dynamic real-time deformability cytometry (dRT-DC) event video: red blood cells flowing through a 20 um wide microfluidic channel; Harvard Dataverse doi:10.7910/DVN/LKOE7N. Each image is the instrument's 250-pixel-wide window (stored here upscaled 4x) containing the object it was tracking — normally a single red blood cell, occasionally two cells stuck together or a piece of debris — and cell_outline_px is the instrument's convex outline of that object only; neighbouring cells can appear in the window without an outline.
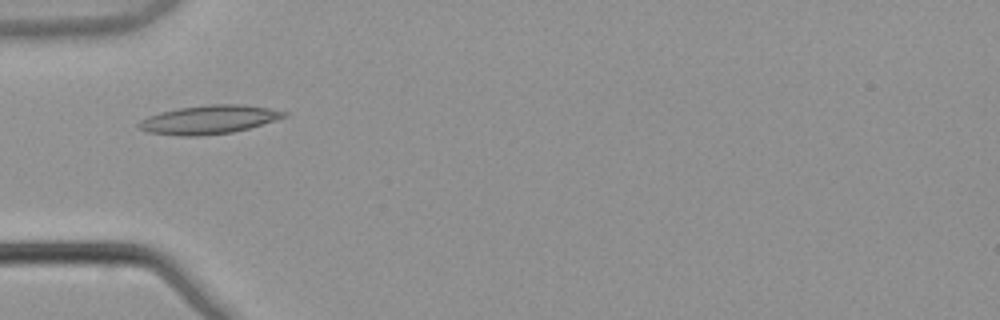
{"species": "common noctule bat (a hibernating species)", "species_latin": "Nyctalus noctula", "temperature_condition": "warm", "stored_images_in_passage": 5, "camera_frame_rate_fps": 3000, "um_per_image_px": 0.085, "animal": {"sex": "male", "body_mass_g": 21.5, "forearm_length_mm": 52.0}, "frame": {"image": 1, "passage_image": 5, "time_ms": 1.333, "image_size_px": [1000, 320], "cell_outline_px": [[288, 116], [248, 128], [232, 132], [196, 136], [180, 136], [148, 132], [140, 128], [136, 124], [140, 120], [148, 116], [160, 112], [180, 108], [208, 104], [244, 104], [268, 108], [288, 112]], "centroid_in_image_um": [17.75, 10.16], "position_along_channel_um": 67.2, "area_um2": 24.1}}